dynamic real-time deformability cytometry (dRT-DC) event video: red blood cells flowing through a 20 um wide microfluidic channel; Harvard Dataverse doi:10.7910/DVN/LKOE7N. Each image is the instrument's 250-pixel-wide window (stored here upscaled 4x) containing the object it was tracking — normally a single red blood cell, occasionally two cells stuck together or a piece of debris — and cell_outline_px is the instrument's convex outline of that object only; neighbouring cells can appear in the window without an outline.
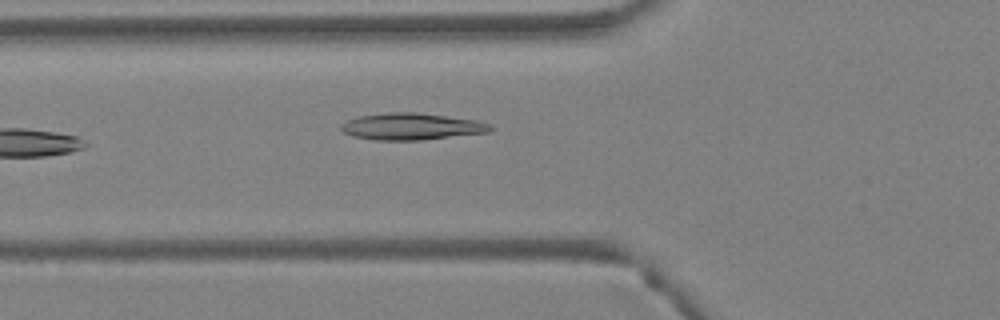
{"species": "Egyptian fruit bat (a non-hibernating species)", "species_latin": "Rousettus aegyptiacus", "temperature_condition": "warm", "stored_images_in_passage": 4, "camera_frame_rate_fps": 3000, "um_per_image_px": 0.085, "animal": {"sex": "female"}, "frame": {"image": 1, "passage_image": 4, "time_ms": 1.0, "image_size_px": [1000, 320], "cell_outline_px": [[492, 132], [424, 140], [376, 140], [352, 136], [344, 132], [340, 128], [340, 124], [348, 120], [360, 116], [388, 112], [416, 112], [476, 120], [492, 124]], "centroid_in_image_um": [35.01, 10.76], "position_along_channel_um": 90.8, "area_um2": 23.41}}